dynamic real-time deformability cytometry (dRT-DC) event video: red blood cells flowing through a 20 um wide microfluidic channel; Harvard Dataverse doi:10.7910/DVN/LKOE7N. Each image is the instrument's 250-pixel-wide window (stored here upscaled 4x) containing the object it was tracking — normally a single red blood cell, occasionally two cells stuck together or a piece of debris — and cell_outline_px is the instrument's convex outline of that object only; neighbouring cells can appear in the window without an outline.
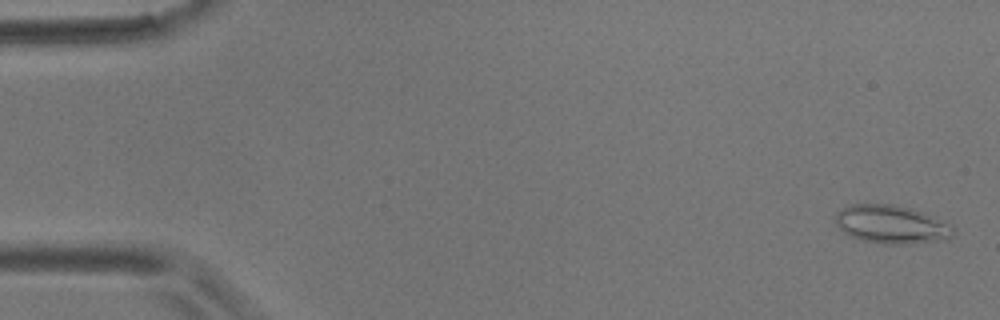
{"species": "common noctule bat (a hibernating species)", "species_latin": "Nyctalus noctula", "temperature_condition": "room temperature", "stored_images_in_passage": 56, "camera_frame_rate_fps": 3000, "um_per_image_px": 0.085, "animal": {"sex": "male", "body_mass_g": 17.9}, "frame": {"image": 1, "passage_image": 1, "time_ms": 0.0, "image_size_px": [1000, 320], "cell_outline_px": [[956, 232], [948, 240], [912, 244], [884, 244], [860, 240], [844, 232], [836, 224], [836, 212], [848, 204], [896, 204], [912, 208], [924, 212], [952, 224], [956, 228]], "centroid_in_image_um": [75.85, 19.08], "position_along_channel_um": 9.2, "area_um2": 26.93}}
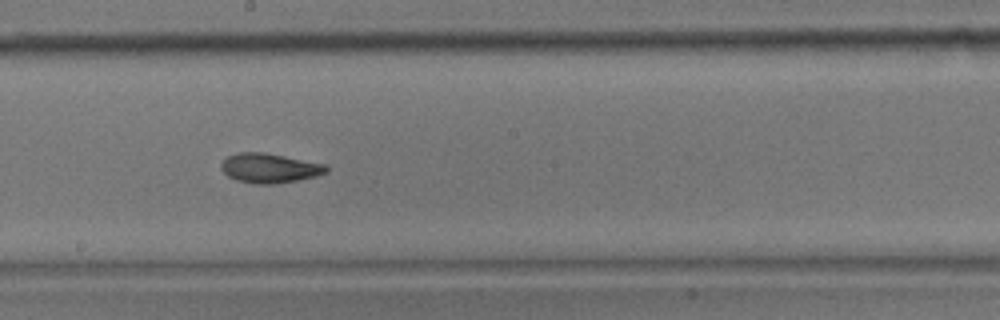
{"frame": {"image": 2, "passage_image": 30, "time_ms": 9.667, "image_size_px": [1000, 320], "cell_outline_px": [[328, 172], [316, 176], [276, 184], [256, 184], [236, 180], [228, 176], [220, 168], [220, 164], [228, 156], [240, 152], [264, 152], [324, 164], [328, 168]], "centroid_in_image_um": [22.89, 14.29], "position_along_channel_um": 225.3, "area_um2": 17.98}}
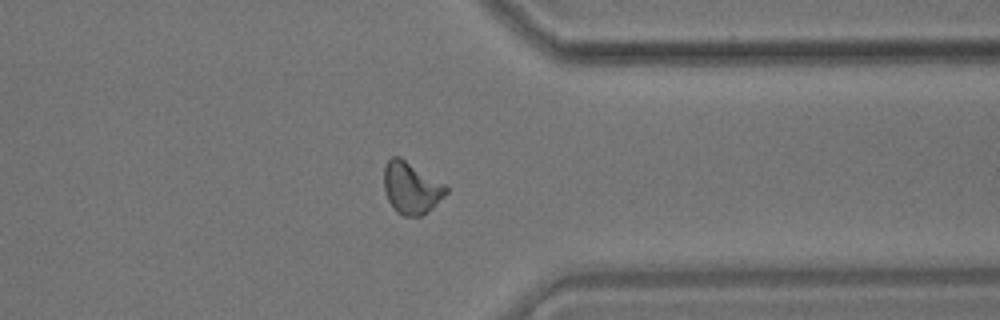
{"frame": {"image": 3, "passage_image": 43, "time_ms": 14.0, "image_size_px": [1000, 320], "cell_outline_px": [[448, 192], [428, 212], [420, 216], [404, 216], [396, 212], [388, 200], [384, 188], [384, 164], [392, 156], [400, 156], [444, 184], [448, 188]], "centroid_in_image_um": [34.94, 15.97], "position_along_channel_um": 376.5, "area_um2": 18.73}, "authors_computed_cell_mechanics": {"area_um2": 18.1781, "velocity_mm_per_s": 3.6009, "shape_relaxation_time_tau1_ms": 8.0184, "shape_relaxation_time_tau2_ms": 3.1379, "deformation_change_tau1": 0.1862, "deformation_change_tau2": 0.093}}